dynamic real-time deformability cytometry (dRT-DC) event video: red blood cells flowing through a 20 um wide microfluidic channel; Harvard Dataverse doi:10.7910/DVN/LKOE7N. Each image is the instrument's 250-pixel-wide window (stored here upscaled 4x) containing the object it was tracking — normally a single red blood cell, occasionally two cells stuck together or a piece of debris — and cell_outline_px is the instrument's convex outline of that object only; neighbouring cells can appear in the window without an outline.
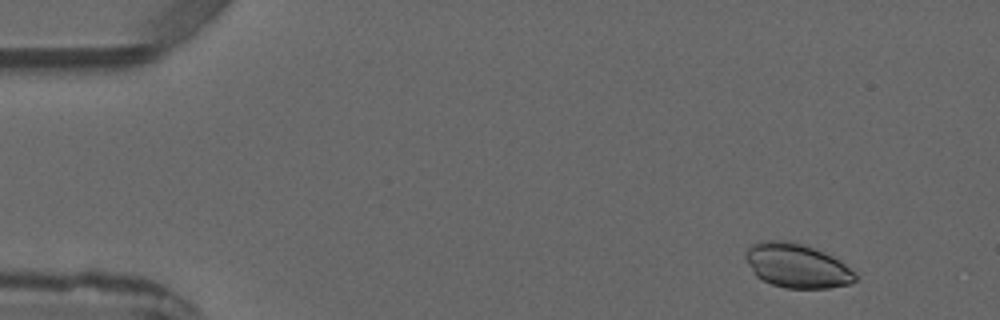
{"species": "common noctule bat (a hibernating species)", "species_latin": "Nyctalus noctula", "temperature_condition": "warm", "stored_images_in_passage": 4, "camera_frame_rate_fps": 3000, "um_per_image_px": 0.085, "animal": {"sex": "male", "forearm_length_mm": 52.5}, "frame": {"image": 1, "passage_image": 1, "time_ms": 0.0, "image_size_px": [1000, 320], "cell_outline_px": [[856, 280], [848, 284], [828, 288], [784, 288], [772, 284], [756, 276], [744, 256], [744, 252], [752, 244], [760, 240], [792, 240], [804, 244], [824, 252], [840, 260], [856, 276]], "centroid_in_image_um": [67.7, 22.56], "position_along_channel_um": 17.3, "area_um2": 28.21}}